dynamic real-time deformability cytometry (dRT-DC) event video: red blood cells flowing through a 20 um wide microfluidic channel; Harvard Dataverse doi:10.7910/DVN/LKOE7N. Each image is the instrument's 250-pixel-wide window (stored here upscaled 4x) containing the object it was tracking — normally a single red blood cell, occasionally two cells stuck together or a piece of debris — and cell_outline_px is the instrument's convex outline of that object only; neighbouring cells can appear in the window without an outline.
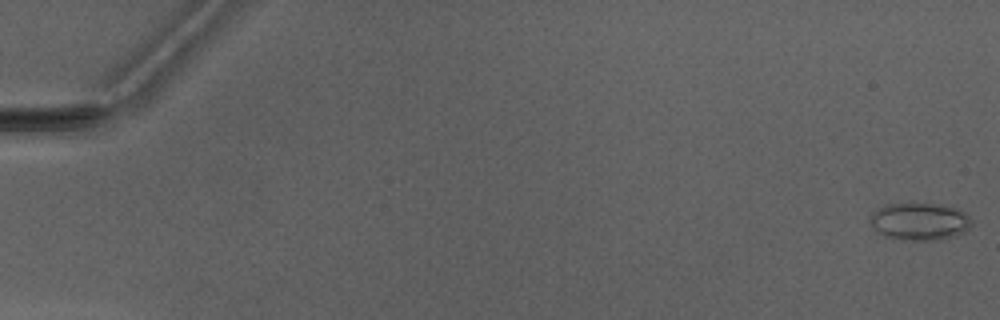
{"species": "Egyptian fruit bat (a non-hibernating species)", "species_latin": "Rousettus aegyptiacus", "temperature_condition": "warm", "stored_images_in_passage": 6, "camera_frame_rate_fps": 3000, "um_per_image_px": 0.085, "animal": {"sex": "male"}, "frame": {"image": 1, "passage_image": 1, "time_ms": 0.0, "image_size_px": [1000, 320], "cell_outline_px": [[972, 224], [964, 232], [940, 240], [900, 240], [884, 236], [876, 232], [868, 224], [868, 216], [876, 208], [884, 204], [932, 204], [956, 208], [964, 212], [972, 220]], "centroid_in_image_um": [78.07, 18.84], "position_along_channel_um": 6.9, "area_um2": 22.43}}